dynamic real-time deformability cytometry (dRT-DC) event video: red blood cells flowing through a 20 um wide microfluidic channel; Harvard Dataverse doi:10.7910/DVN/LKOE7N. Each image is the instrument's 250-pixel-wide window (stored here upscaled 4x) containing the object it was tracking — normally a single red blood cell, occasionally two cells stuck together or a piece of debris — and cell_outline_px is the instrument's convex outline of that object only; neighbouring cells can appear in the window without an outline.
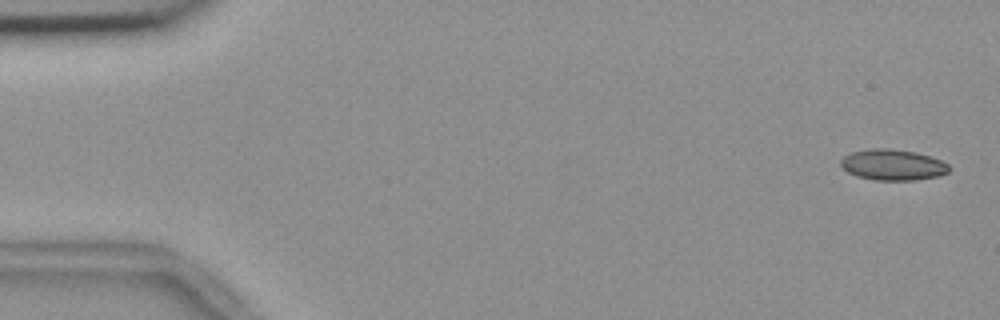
{"species": "common noctule bat (a hibernating species)", "species_latin": "Nyctalus noctula", "temperature_condition": "room temperature", "stored_images_in_passage": 5, "camera_frame_rate_fps": 3000, "um_per_image_px": 0.085, "animal": {"sex": "female", "body_mass_g": 18.4}, "frame": {"image": 1, "passage_image": 1, "time_ms": 0.0, "image_size_px": [1000, 320], "cell_outline_px": [[952, 168], [948, 172], [936, 176], [912, 180], [876, 180], [856, 176], [848, 172], [840, 164], [840, 160], [844, 156], [852, 152], [872, 148], [892, 148], [916, 152], [940, 160], [948, 164]], "centroid_in_image_um": [75.88, 14.0], "position_along_channel_um": 9.1, "area_um2": 19.42}}